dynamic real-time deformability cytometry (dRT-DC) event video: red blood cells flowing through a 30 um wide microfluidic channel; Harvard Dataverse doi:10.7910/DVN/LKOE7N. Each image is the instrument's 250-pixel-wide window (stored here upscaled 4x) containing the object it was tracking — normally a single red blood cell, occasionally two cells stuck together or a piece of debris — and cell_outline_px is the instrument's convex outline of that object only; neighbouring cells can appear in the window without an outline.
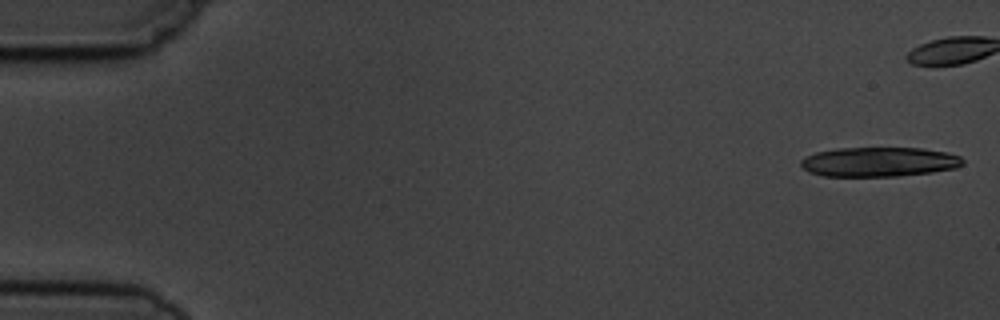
{"species": "common noctule bat (a hibernating species)", "species_latin": "Nyctalus noctula", "temperature_condition": "cold", "stored_images_in_passage": 7, "camera_frame_rate_fps": 3000, "um_per_image_px": 0.085, "animal": {"sex": "male", "body_mass_g": 19.5, "forearm_length_mm": 54.6}, "frame": {"image": 1, "passage_image": 1, "time_ms": 0.0, "image_size_px": [1000, 320], "cell_outline_px": [[964, 164], [956, 168], [932, 172], [896, 176], [824, 176], [808, 172], [800, 164], [800, 160], [816, 152], [836, 148], [924, 148], [948, 152], [960, 156], [964, 160]], "centroid_in_image_um": [74.75, 13.75], "position_along_channel_um": 10.3, "area_um2": 27.98}}
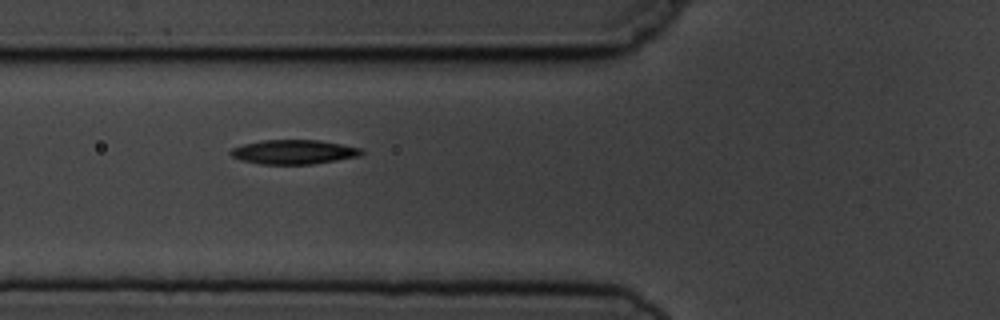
{"frame": {"image": 2, "passage_image": 6, "time_ms": 7.333, "image_size_px": [1000, 320], "cell_outline_px": [[364, 152], [360, 156], [312, 164], [260, 164], [240, 160], [232, 156], [228, 152], [232, 148], [244, 144], [260, 140], [320, 140], [364, 148]], "centroid_in_image_um": [24.98, 12.91], "position_along_channel_um": 100.8, "area_um2": 18.67}}
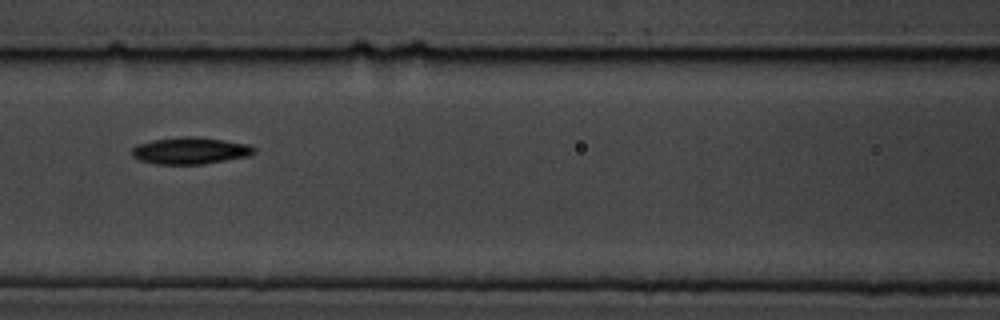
{"frame": {"image": 3, "passage_image": 7, "time_ms": 8.667, "image_size_px": [1000, 320], "cell_outline_px": [[256, 152], [248, 156], [204, 164], [156, 164], [140, 160], [132, 156], [132, 148], [136, 144], [152, 140], [184, 136], [196, 136], [224, 140], [248, 144], [256, 148]], "centroid_in_image_um": [16.17, 12.8], "position_along_channel_um": 150.4, "area_um2": 19.19}}